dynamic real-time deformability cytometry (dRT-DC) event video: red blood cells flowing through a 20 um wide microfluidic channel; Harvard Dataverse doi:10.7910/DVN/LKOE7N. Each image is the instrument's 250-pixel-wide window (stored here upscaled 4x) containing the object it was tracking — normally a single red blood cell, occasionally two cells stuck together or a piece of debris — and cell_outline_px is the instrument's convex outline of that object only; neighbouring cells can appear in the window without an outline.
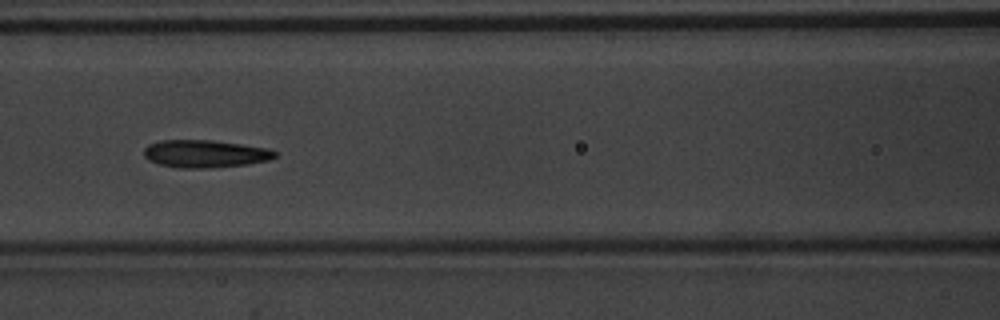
{"species": "common noctule bat (a hibernating species)", "species_latin": "Nyctalus noctula", "temperature_condition": "warm", "stored_images_in_passage": 9, "camera_frame_rate_fps": 3000, "um_per_image_px": 0.085, "animal": {"sex": "male", "body_mass_g": 20.1, "forearm_length_mm": 53.5}, "frame": {"image": 1, "passage_image": 7, "time_ms": 2.0, "image_size_px": [1000, 320], "cell_outline_px": [[276, 156], [268, 160], [248, 164], [208, 168], [176, 168], [160, 164], [148, 160], [144, 156], [144, 148], [148, 144], [160, 140], [212, 140], [268, 148], [276, 152]], "centroid_in_image_um": [17.39, 13.07], "position_along_channel_um": 149.2, "area_um2": 21.1}}
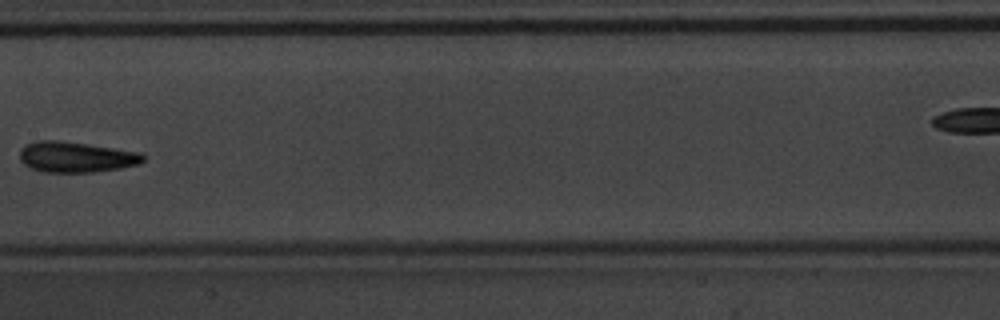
{"frame": {"image": 2, "passage_image": 8, "time_ms": 2.333, "image_size_px": [1000, 320], "cell_outline_px": [[144, 160], [140, 164], [120, 168], [92, 172], [44, 172], [32, 168], [24, 164], [20, 160], [20, 148], [24, 144], [36, 140], [60, 140], [144, 152]], "centroid_in_image_um": [6.47, 13.33], "position_along_channel_um": 200.9, "area_um2": 22.31}}